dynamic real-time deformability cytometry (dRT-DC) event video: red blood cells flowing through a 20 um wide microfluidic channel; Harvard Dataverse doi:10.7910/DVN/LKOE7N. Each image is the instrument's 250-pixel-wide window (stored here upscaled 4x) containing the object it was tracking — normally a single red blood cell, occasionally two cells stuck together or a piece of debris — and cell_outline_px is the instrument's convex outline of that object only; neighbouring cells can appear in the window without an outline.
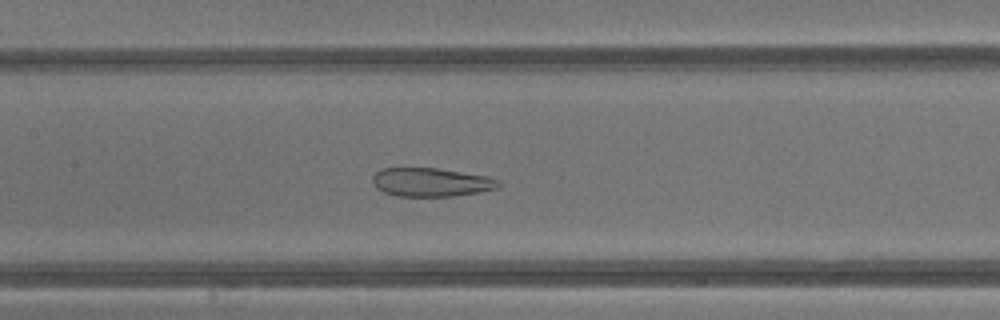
{"species": "common noctule bat (a hibernating species)", "species_latin": "Nyctalus noctula", "temperature_condition": "warm", "stored_images_in_passage": 43, "camera_frame_rate_fps": 3000, "um_per_image_px": 0.085, "animal": {"sex": "male", "body_mass_g": 13.3}, "frame": {"image": 1, "passage_image": 21, "time_ms": 6.667, "image_size_px": [1000, 320], "cell_outline_px": [[500, 184], [496, 188], [476, 192], [452, 196], [396, 196], [384, 192], [376, 188], [372, 180], [372, 176], [376, 172], [384, 168], [436, 168], [488, 176], [500, 180]], "centroid_in_image_um": [36.62, 15.48], "position_along_channel_um": 170.8, "area_um2": 20.87}}
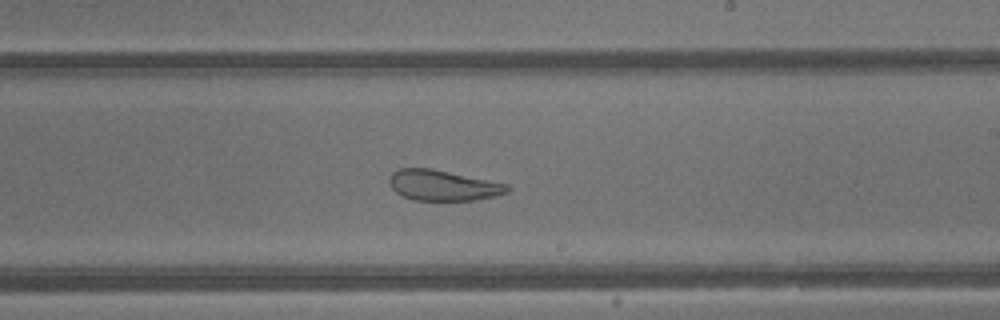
{"frame": {"image": 2, "passage_image": 26, "time_ms": 8.333, "image_size_px": [1000, 320], "cell_outline_px": [[512, 188], [508, 192], [496, 196], [472, 200], [412, 200], [396, 192], [392, 188], [388, 180], [392, 172], [400, 168], [432, 168], [508, 184]], "centroid_in_image_um": [37.66, 15.75], "position_along_channel_um": 251.3, "area_um2": 21.04}}
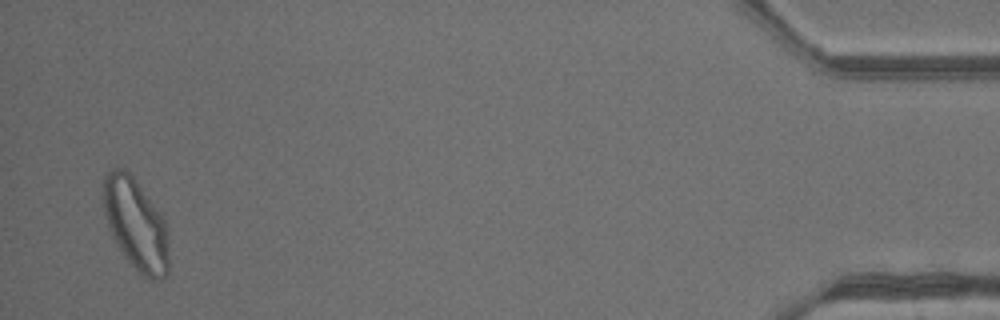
{"frame": {"image": 3, "passage_image": 42, "time_ms": 13.667, "image_size_px": [1000, 320], "cell_outline_px": [[168, 272], [160, 280], [152, 280], [144, 276], [128, 260], [116, 244], [108, 228], [104, 216], [100, 196], [104, 176], [112, 168], [124, 168], [132, 176], [160, 212], [164, 220], [168, 256]], "centroid_in_image_um": [11.47, 19.02], "position_along_channel_um": 423.7, "area_um2": 34.85}}